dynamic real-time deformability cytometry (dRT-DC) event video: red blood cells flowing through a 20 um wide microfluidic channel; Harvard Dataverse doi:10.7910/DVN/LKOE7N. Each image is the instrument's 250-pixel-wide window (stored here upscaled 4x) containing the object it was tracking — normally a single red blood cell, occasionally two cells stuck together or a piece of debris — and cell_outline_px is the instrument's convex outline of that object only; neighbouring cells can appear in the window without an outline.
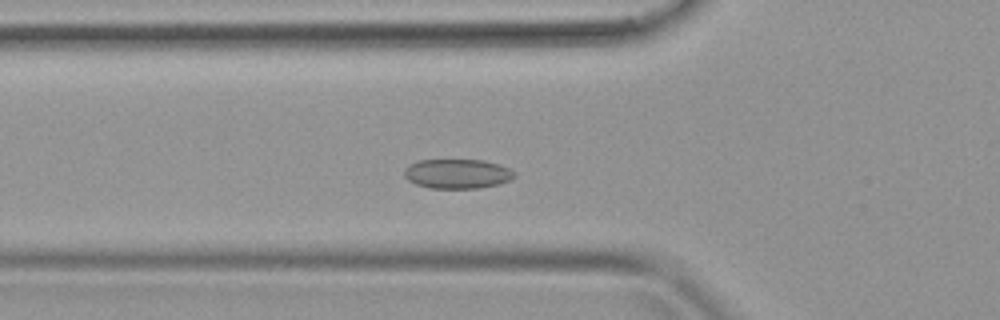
{"species": "common noctule bat (a hibernating species)", "species_latin": "Nyctalus noctula", "temperature_condition": "warm", "stored_images_in_passage": 38, "segment_of_instrument_passage": [1, 2], "camera_frame_rate_fps": 3000, "um_per_image_px": 0.085, "animal": {"sex": "female", "body_mass_g": 19.9}, "frame": {"image": 1, "passage_image": 11, "time_ms": 3.333, "image_size_px": [1000, 320], "cell_outline_px": [[516, 176], [512, 180], [500, 184], [476, 188], [428, 188], [416, 184], [408, 180], [404, 176], [404, 168], [408, 164], [420, 160], [484, 160], [500, 164], [516, 172]], "centroid_in_image_um": [38.89, 14.77], "position_along_channel_um": 86.9, "area_um2": 19.19}}
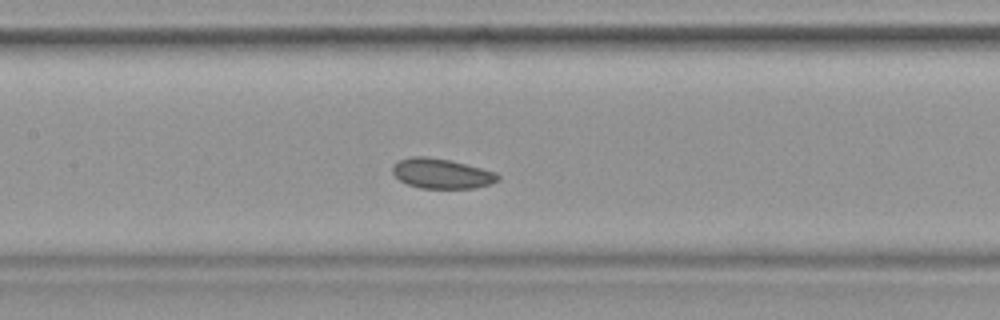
{"frame": {"image": 2, "passage_image": 16, "time_ms": 5.0, "image_size_px": [1000, 320], "cell_outline_px": [[500, 180], [492, 184], [476, 188], [420, 188], [408, 184], [400, 180], [392, 172], [392, 168], [400, 160], [412, 156], [428, 156], [448, 160], [496, 172], [500, 176]], "centroid_in_image_um": [37.57, 14.76], "position_along_channel_um": 169.8, "area_um2": 18.26}}
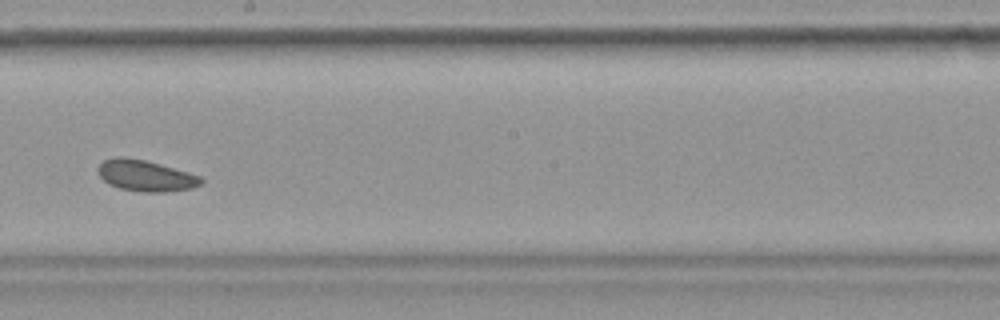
{"frame": {"image": 3, "passage_image": 20, "time_ms": 6.333, "image_size_px": [1000, 320], "cell_outline_px": [[204, 180], [200, 184], [192, 188], [164, 192], [140, 192], [120, 188], [108, 184], [96, 172], [96, 168], [104, 160], [116, 156], [124, 156], [144, 160], [160, 164], [188, 172], [200, 176]], "centroid_in_image_um": [12.34, 14.93], "position_along_channel_um": 235.9, "area_um2": 18.79}}